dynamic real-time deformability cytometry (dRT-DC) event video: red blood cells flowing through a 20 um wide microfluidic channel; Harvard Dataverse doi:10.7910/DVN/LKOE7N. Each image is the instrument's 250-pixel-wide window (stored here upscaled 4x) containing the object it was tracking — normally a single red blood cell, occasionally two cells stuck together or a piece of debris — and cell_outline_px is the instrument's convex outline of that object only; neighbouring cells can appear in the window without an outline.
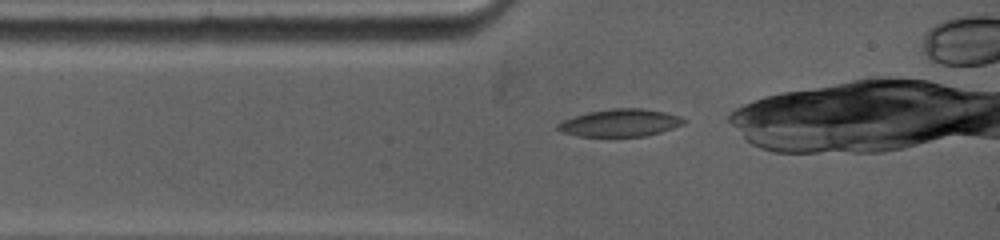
{"species": "common noctule bat (a hibernating species)", "species_latin": "Nyctalus noctula", "temperature_condition": "warm", "stored_images_in_passage": 40, "camera_frame_rate_fps": 5000, "um_per_image_px": 0.085, "animal": {"sex": "female", "body_mass_g": 19.0, "forearm_length_mm": 53.3}, "frame": {"image": 1, "passage_image": 1, "time_ms": 0.0, "image_size_px": [1000, 240], "cell_outline_px": [[688, 120], [684, 124], [660, 132], [644, 136], [580, 136], [560, 132], [556, 128], [556, 124], [564, 120], [588, 112], [612, 108], [644, 108], [668, 112], [680, 116]], "centroid_in_image_um": [52.75, 10.43], "position_along_channel_um": 32.3, "area_um2": 20.23}}
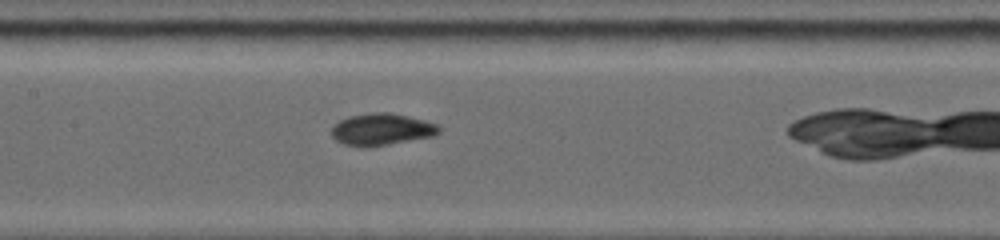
{"frame": {"image": 2, "passage_image": 16, "time_ms": 3.8, "image_size_px": [1000, 240], "cell_outline_px": [[440, 132], [432, 136], [368, 148], [364, 148], [344, 144], [336, 140], [332, 136], [332, 128], [340, 120], [348, 116], [372, 112], [388, 112], [408, 116], [424, 120], [436, 124], [440, 128]], "centroid_in_image_um": [32.41, 11.0], "position_along_channel_um": 175.0, "area_um2": 19.94}}
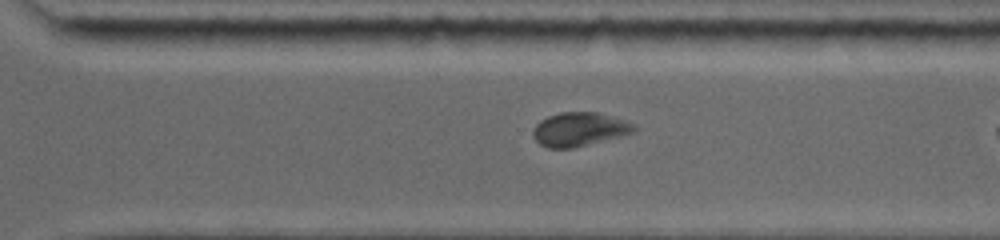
{"frame": {"image": 3, "passage_image": 32, "time_ms": 7.6, "image_size_px": [1000, 240], "cell_outline_px": [[636, 132], [572, 148], [548, 148], [540, 144], [532, 136], [532, 132], [536, 124], [540, 120], [548, 116], [560, 112], [596, 112], [612, 116], [624, 120], [632, 124], [636, 128]], "centroid_in_image_um": [49.21, 10.98], "position_along_channel_um": 321.4, "area_um2": 19.77}}